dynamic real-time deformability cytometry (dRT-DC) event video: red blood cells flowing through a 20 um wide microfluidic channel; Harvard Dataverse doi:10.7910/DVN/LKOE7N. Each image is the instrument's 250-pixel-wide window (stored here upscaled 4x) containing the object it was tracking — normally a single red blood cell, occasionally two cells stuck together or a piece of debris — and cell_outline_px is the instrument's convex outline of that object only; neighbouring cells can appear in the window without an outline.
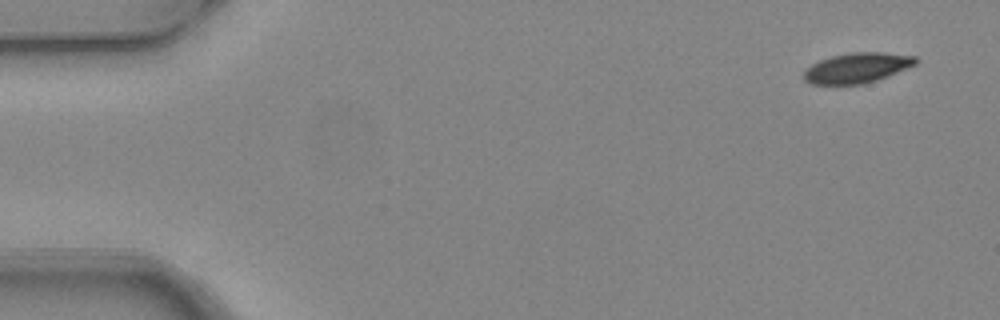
{"species": "common noctule bat (a hibernating species)", "species_latin": "Nyctalus noctula", "temperature_condition": "warm", "stored_images_in_passage": 2, "camera_frame_rate_fps": 3000, "um_per_image_px": 0.085, "animal": {"sex": "female", "body_mass_g": 24.6, "forearm_length_mm": 56.2}, "frame": {"image": 1, "passage_image": 1, "time_ms": 0.0, "image_size_px": [1000, 320], "cell_outline_px": [[920, 60], [916, 64], [888, 76], [864, 84], [808, 84], [804, 80], [804, 72], [812, 64], [820, 60], [832, 56], [848, 52], [884, 52], [916, 56]], "centroid_in_image_um": [72.87, 5.76], "position_along_channel_um": 12.1, "area_um2": 19.71}}